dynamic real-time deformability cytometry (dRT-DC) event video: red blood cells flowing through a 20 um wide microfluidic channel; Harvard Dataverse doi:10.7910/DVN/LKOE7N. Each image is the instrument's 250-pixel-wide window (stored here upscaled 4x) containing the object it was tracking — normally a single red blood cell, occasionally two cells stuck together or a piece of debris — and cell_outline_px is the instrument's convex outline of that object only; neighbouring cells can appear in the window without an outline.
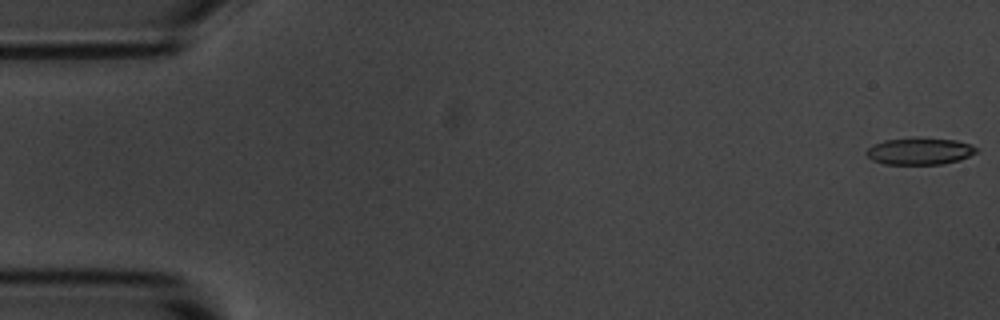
{"species": "common noctule bat (a hibernating species)", "species_latin": "Nyctalus noctula", "temperature_condition": "room temperature", "stored_images_in_passage": 55, "camera_frame_rate_fps": 3000, "um_per_image_px": 0.085, "animal": {"sex": "male", "body_mass_g": 20.1, "forearm_length_mm": 53.5}, "frame": {"image": 1, "passage_image": 1, "time_ms": 0.0, "image_size_px": [1000, 320], "cell_outline_px": [[980, 148], [976, 152], [960, 160], [944, 164], [884, 164], [872, 160], [864, 152], [872, 144], [884, 140], [916, 136], [920, 136], [956, 140]], "centroid_in_image_um": [78.15, 12.82], "position_along_channel_um": 6.8, "area_um2": 17.69}}
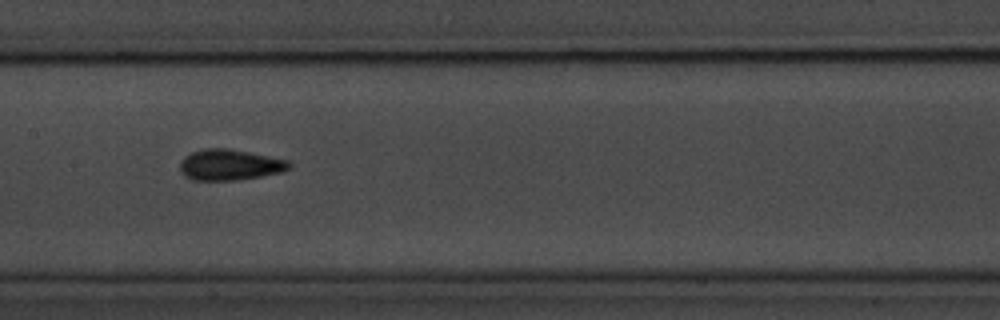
{"frame": {"image": 2, "passage_image": 27, "time_ms": 8.667, "image_size_px": [1000, 320], "cell_outline_px": [[292, 168], [284, 172], [236, 180], [192, 180], [184, 176], [180, 172], [180, 160], [184, 156], [192, 152], [204, 148], [228, 148], [288, 160], [292, 164]], "centroid_in_image_um": [19.52, 14.01], "position_along_channel_um": 187.9, "area_um2": 19.83}}
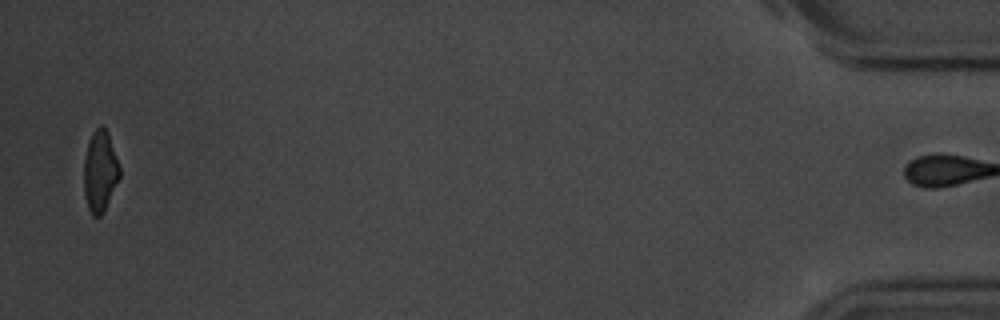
{"frame": {"image": 3, "passage_image": 54, "time_ms": 17.667, "image_size_px": [1000, 320], "cell_outline_px": [[120, 176], [104, 212], [100, 216], [92, 216], [88, 208], [84, 196], [84, 160], [88, 144], [92, 132], [100, 124], [108, 132], [120, 168]], "centroid_in_image_um": [8.5, 14.58], "position_along_channel_um": 426.7, "area_um2": 16.88}, "authors_computed_cell_mechanics": {"area_um2": 18.207, "velocity_mm_per_s": 3.6542, "shape_relaxation_time_tau1_ms": 2.7985, "shape_relaxation_time_tau2_ms": 1.647, "deformation_change_tau1": 0.1274, "deformation_change_tau2": 0.0639}}